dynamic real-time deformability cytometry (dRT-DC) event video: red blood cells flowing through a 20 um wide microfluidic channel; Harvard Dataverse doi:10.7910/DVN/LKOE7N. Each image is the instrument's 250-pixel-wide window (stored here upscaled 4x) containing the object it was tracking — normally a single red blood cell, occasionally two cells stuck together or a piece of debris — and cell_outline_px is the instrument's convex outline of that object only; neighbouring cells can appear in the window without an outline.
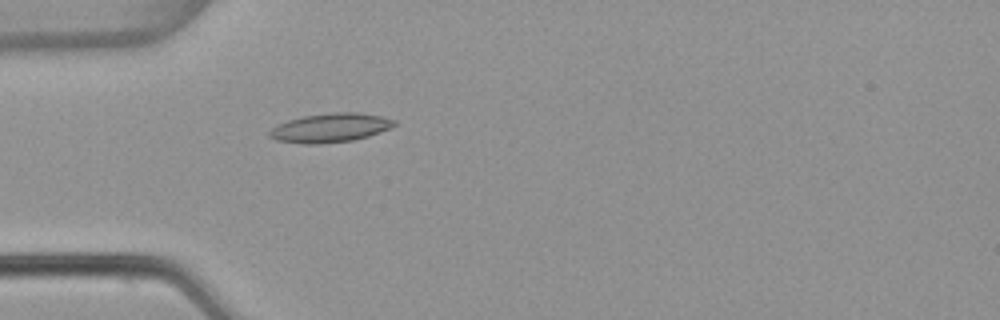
{"species": "common noctule bat (a hibernating species)", "species_latin": "Nyctalus noctula", "temperature_condition": "warm", "stored_images_in_passage": 4, "camera_frame_rate_fps": 3000, "um_per_image_px": 0.085, "animal": {"sex": "female", "body_mass_g": 22.7, "forearm_length_mm": 54.2}, "frame": {"image": 1, "passage_image": 4, "time_ms": 1.0, "image_size_px": [1000, 320], "cell_outline_px": [[396, 124], [392, 128], [368, 136], [352, 140], [320, 144], [304, 144], [276, 140], [268, 136], [268, 132], [276, 124], [288, 120], [304, 116], [332, 112], [360, 112], [384, 116], [396, 120]], "centroid_in_image_um": [28.09, 10.85], "position_along_channel_um": 56.9, "area_um2": 21.33}}